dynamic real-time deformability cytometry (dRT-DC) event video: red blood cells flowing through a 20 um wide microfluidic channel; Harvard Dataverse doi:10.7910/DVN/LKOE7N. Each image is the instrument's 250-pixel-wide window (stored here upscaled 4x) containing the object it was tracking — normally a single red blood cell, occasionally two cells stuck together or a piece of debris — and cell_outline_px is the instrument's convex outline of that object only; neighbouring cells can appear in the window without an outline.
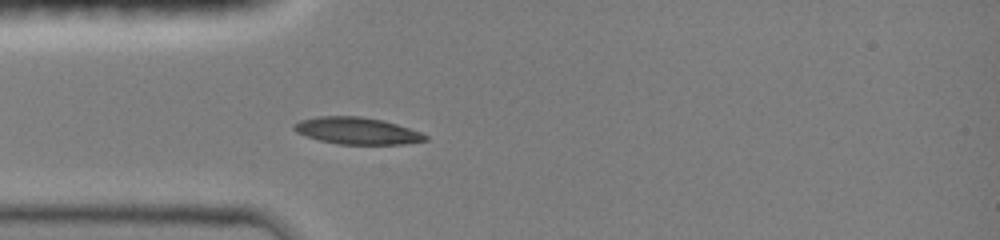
{"species": "common noctule bat (a hibernating species)", "species_latin": "Nyctalus noctula", "temperature_condition": "room temperature", "stored_images_in_passage": 1, "camera_frame_rate_fps": 3000, "um_per_image_px": 0.085, "animal": {"sex": "female", "body_mass_g": 19.0, "forearm_length_mm": 51.5}, "frame": {"image": 1, "passage_image": 1, "time_ms": 0.0, "image_size_px": [1000, 240], "cell_outline_px": [[428, 140], [404, 144], [340, 144], [320, 140], [296, 132], [292, 128], [292, 124], [300, 120], [316, 116], [360, 116], [384, 120], [420, 132], [428, 136]], "centroid_in_image_um": [30.33, 11.11], "position_along_channel_um": 54.7, "area_um2": 20.52}}